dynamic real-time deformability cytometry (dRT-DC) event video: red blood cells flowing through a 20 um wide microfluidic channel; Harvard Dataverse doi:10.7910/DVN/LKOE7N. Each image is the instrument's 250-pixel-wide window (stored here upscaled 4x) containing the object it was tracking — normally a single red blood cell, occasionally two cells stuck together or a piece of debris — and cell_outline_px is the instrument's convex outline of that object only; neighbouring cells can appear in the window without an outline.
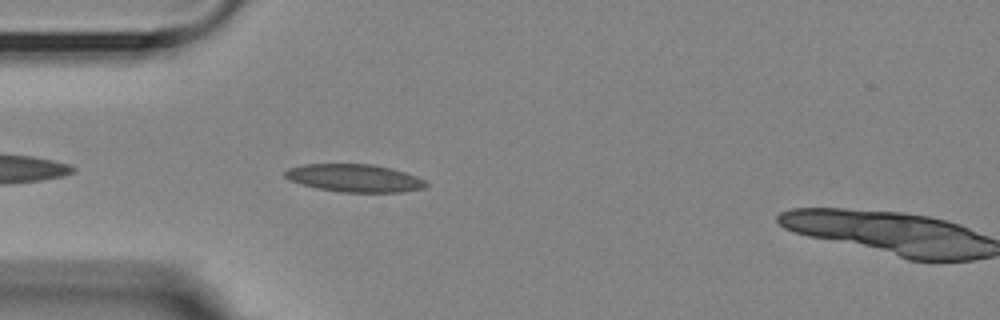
{"species": "Egyptian fruit bat (a non-hibernating species)", "species_latin": "Rousettus aegyptiacus", "temperature_condition": "room temperature", "stored_images_in_passage": 4, "camera_frame_rate_fps": 3000, "um_per_image_px": 0.085, "animal": {"sex": "female"}, "frame": {"image": 1, "passage_image": 3, "time_ms": 0.667, "image_size_px": [1000, 320], "cell_outline_px": [[428, 184], [424, 188], [400, 192], [340, 192], [316, 188], [288, 180], [284, 176], [284, 172], [288, 168], [304, 164], [372, 164], [392, 168], [416, 176], [424, 180]], "centroid_in_image_um": [30.1, 15.13], "position_along_channel_um": 54.9, "area_um2": 22.83}}